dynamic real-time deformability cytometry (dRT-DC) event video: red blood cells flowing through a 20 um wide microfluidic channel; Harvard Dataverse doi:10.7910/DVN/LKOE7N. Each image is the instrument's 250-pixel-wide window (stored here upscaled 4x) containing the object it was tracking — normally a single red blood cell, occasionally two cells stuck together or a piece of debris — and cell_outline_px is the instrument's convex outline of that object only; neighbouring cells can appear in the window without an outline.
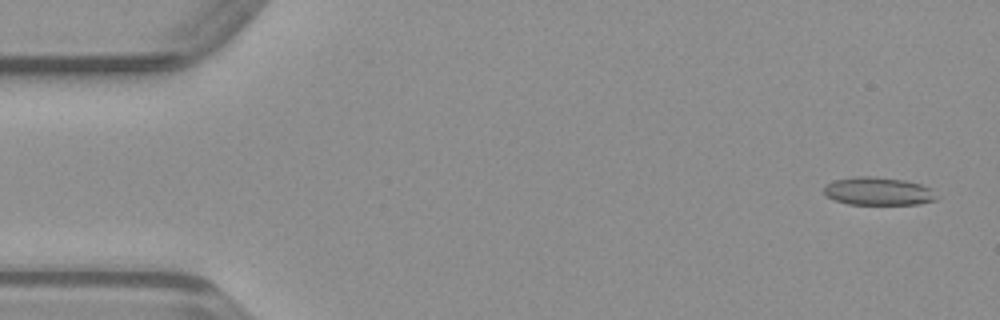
{"species": "common noctule bat (a hibernating species)", "species_latin": "Nyctalus noctula", "temperature_condition": "warm", "stored_images_in_passage": 49, "camera_frame_rate_fps": 3000, "um_per_image_px": 0.085, "animal": {"sex": "male", "body_mass_g": 23.1, "forearm_length_mm": 52.7}, "frame": {"image": 1, "passage_image": 2, "time_ms": 0.333, "image_size_px": [1000, 320], "cell_outline_px": [[940, 196], [936, 200], [920, 204], [848, 204], [836, 200], [828, 196], [824, 192], [824, 188], [828, 184], [836, 180], [856, 176], [868, 176], [904, 180], [920, 184], [932, 188]], "centroid_in_image_um": [74.74, 16.26], "position_along_channel_um": 10.3, "area_um2": 18.32}}
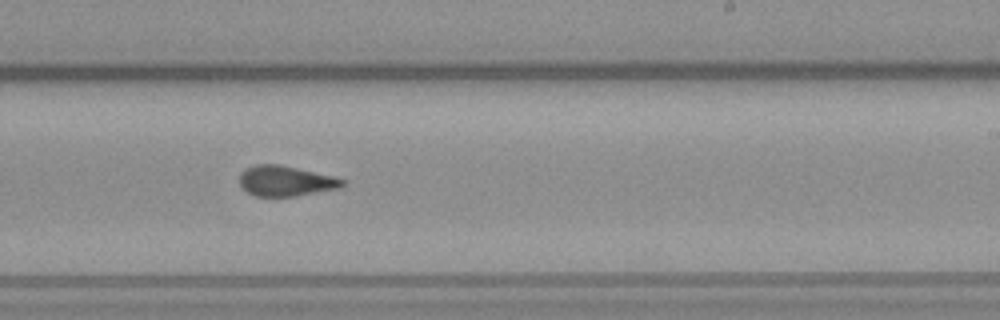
{"frame": {"image": 2, "passage_image": 29, "time_ms": 9.333, "image_size_px": [1000, 320], "cell_outline_px": [[344, 184], [340, 188], [296, 196], [256, 196], [248, 192], [240, 184], [240, 172], [244, 168], [256, 164], [280, 164], [336, 176], [344, 180]], "centroid_in_image_um": [24.29, 15.36], "position_along_channel_um": 264.7, "area_um2": 18.32}}
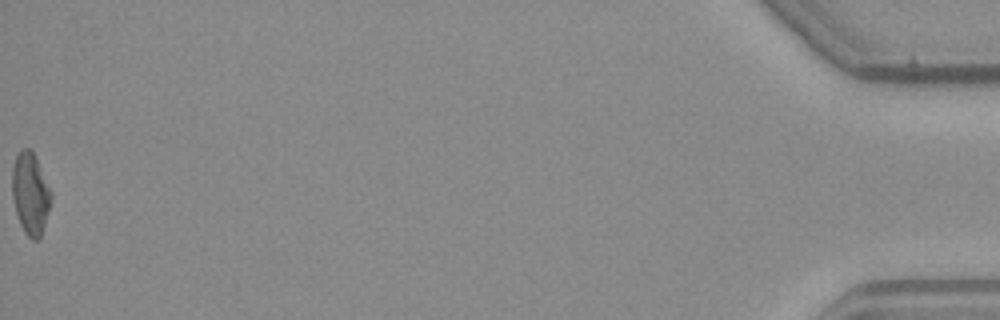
{"frame": {"image": 3, "passage_image": 49, "time_ms": 16.0, "image_size_px": [1000, 320], "cell_outline_px": [[52, 200], [40, 236], [36, 240], [32, 240], [24, 232], [20, 224], [16, 212], [12, 196], [12, 168], [16, 156], [20, 148], [32, 148], [52, 192]], "centroid_in_image_um": [2.58, 16.4], "position_along_channel_um": 432.6, "area_um2": 18.67}}